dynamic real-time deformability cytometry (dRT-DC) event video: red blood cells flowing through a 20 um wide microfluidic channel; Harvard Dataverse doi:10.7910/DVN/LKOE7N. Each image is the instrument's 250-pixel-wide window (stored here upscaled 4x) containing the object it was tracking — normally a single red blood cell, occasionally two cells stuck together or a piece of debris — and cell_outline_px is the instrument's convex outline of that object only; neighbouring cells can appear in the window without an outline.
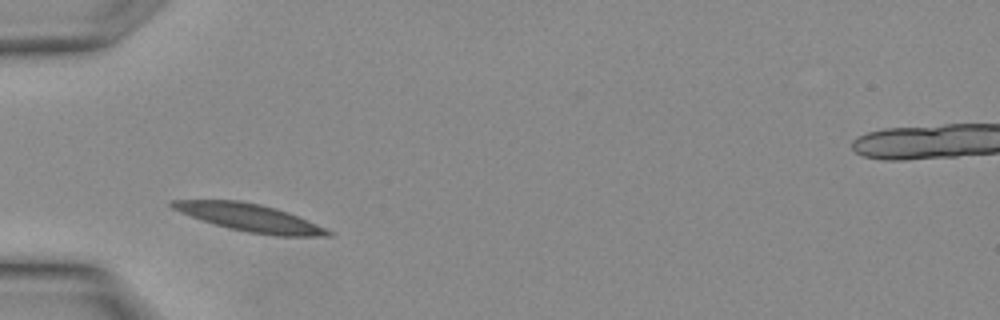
{"species": "Egyptian fruit bat (a non-hibernating species)", "species_latin": "Rousettus aegyptiacus", "temperature_condition": "warm", "stored_images_in_passage": 20, "camera_frame_rate_fps": 3000, "um_per_image_px": 0.085, "animal": {"sex": "female"}, "frame": {"image": 1, "passage_image": 1, "time_ms": 0.0, "image_size_px": [1000, 320], "cell_outline_px": [[336, 232], [332, 236], [276, 236], [248, 232], [228, 228], [180, 212], [172, 208], [168, 204], [168, 200], [240, 200], [260, 204], [276, 208], [288, 212], [308, 220]], "centroid_in_image_um": [21.28, 18.5], "position_along_channel_um": 63.7, "area_um2": 25.03}}
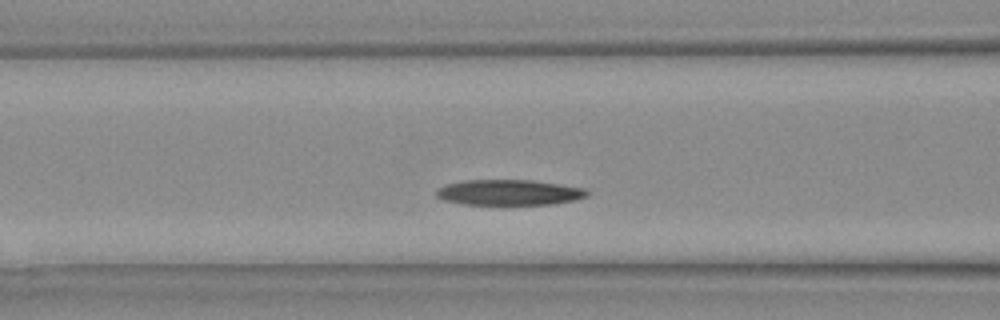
{"frame": {"image": 2, "passage_image": 4, "time_ms": 1.0, "image_size_px": [1000, 320], "cell_outline_px": [[588, 196], [576, 200], [552, 204], [464, 204], [444, 200], [436, 196], [436, 188], [448, 184], [464, 180], [532, 180], [584, 188], [588, 192]], "centroid_in_image_um": [43.27, 16.35], "position_along_channel_um": 123.3, "area_um2": 22.31}}